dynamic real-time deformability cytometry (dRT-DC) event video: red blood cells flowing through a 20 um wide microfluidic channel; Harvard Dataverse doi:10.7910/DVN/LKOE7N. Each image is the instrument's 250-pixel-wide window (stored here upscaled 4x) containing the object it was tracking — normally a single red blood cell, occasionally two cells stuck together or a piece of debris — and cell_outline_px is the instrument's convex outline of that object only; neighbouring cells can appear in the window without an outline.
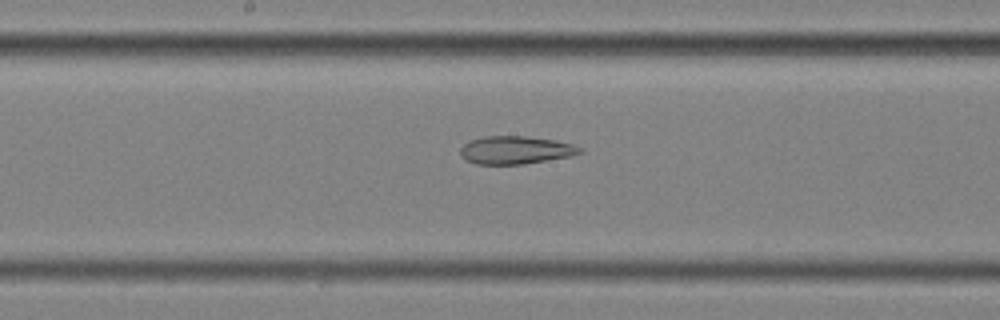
{"species": "common noctule bat (a hibernating species)", "species_latin": "Nyctalus noctula", "temperature_condition": "cold", "stored_images_in_passage": 58, "camera_frame_rate_fps": 3000, "um_per_image_px": 0.085, "animal": {"sex": "female", "body_mass_g": 25.1}, "frame": {"image": 1, "passage_image": 31, "time_ms": 10.0, "image_size_px": [1000, 320], "cell_outline_px": [[584, 152], [568, 156], [548, 160], [524, 164], [476, 164], [464, 160], [460, 156], [460, 148], [468, 140], [484, 136], [524, 136], [556, 140], [572, 144], [584, 148]], "centroid_in_image_um": [43.8, 12.75], "position_along_channel_um": 204.4, "area_um2": 19.65}}
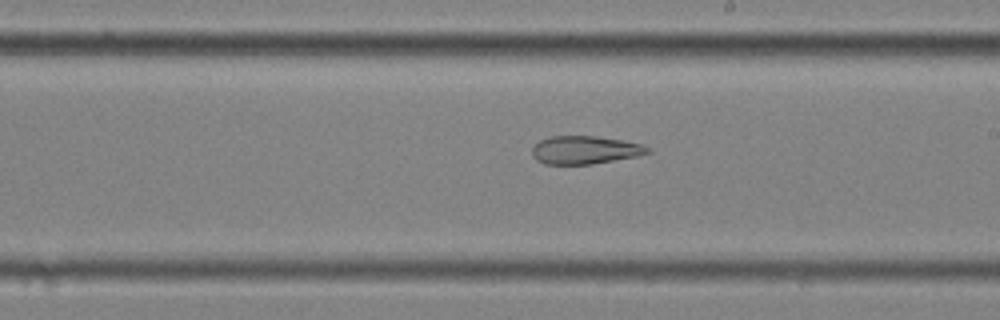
{"frame": {"image": 2, "passage_image": 34, "time_ms": 11.0, "image_size_px": [1000, 320], "cell_outline_px": [[652, 152], [636, 156], [592, 164], [544, 164], [536, 160], [532, 156], [532, 148], [540, 140], [548, 136], [596, 136], [620, 140], [640, 144], [652, 148]], "centroid_in_image_um": [49.7, 12.75], "position_along_channel_um": 239.3, "area_um2": 18.9}}
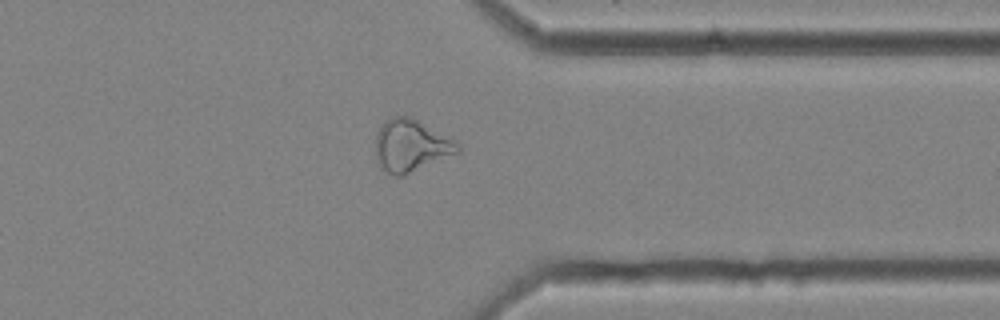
{"frame": {"image": 3, "passage_image": 46, "time_ms": 15.0, "image_size_px": [1000, 320], "cell_outline_px": [[460, 152], [404, 176], [392, 176], [380, 164], [376, 156], [376, 132], [380, 124], [384, 120], [392, 116], [412, 116], [460, 144]], "centroid_in_image_um": [34.92, 12.36], "position_along_channel_um": 376.5, "area_um2": 25.09}, "authors_computed_cell_mechanics": {"area_um2": 26.588, "velocity_mm_per_s": 3.5038, "shape_relaxation_time_tau1_ms": null, "shape_relaxation_time_tau2_ms": 4.46, "deformation_change_tau1": null, "deformation_change_tau2": 0.1471}}